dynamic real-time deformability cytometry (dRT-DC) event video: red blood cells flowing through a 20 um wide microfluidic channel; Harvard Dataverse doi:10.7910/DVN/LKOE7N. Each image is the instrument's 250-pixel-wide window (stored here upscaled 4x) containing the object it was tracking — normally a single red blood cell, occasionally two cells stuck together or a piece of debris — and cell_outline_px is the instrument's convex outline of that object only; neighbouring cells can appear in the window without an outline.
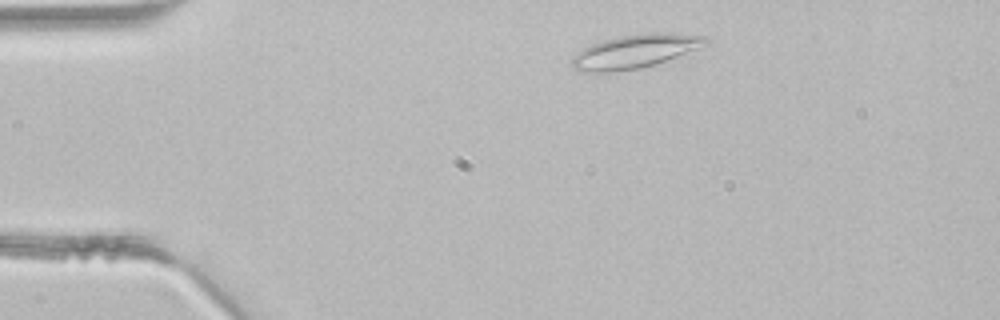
{"species": "common noctule bat (a hibernating species)", "species_latin": "Nyctalus noctula", "temperature_condition": "room temperature", "stored_images_in_passage": 2, "camera_frame_rate_fps": 3000, "um_per_image_px": 0.085, "animal": {"sex": "male", "body_mass_g": 21.5, "forearm_length_mm": 52.0}, "frame": {"image": 1, "passage_image": 1, "time_ms": 0.0, "image_size_px": [1000, 320], "cell_outline_px": [[708, 44], [704, 48], [640, 68], [616, 72], [580, 72], [572, 68], [572, 56], [576, 52], [592, 44], [604, 40], [620, 36], [648, 32], [672, 32], [708, 36]], "centroid_in_image_um": [54.03, 4.35], "position_along_channel_um": 31.0, "area_um2": 26.65}}